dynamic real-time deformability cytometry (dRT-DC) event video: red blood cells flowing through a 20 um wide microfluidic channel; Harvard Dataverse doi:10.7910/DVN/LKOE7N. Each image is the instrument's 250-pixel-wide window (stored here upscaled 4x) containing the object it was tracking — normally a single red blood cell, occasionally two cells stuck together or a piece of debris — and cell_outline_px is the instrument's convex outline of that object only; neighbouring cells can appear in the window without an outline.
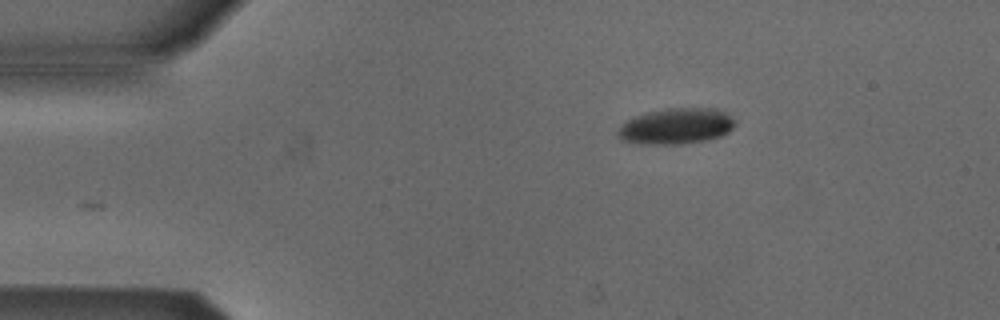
{"species": "Egyptian fruit bat (a non-hibernating species)", "species_latin": "Rousettus aegyptiacus", "temperature_condition": "cold", "stored_images_in_passage": 2, "camera_frame_rate_fps": 3000, "um_per_image_px": 0.085, "animal": {"sex": "male"}, "frame": {"image": 1, "passage_image": 2, "time_ms": 0.333, "image_size_px": [1000, 320], "cell_outline_px": [[736, 124], [728, 132], [720, 136], [704, 140], [680, 144], [652, 144], [624, 140], [616, 136], [616, 132], [620, 124], [636, 116], [648, 112], [664, 108], [716, 108], [728, 112], [736, 120]], "centroid_in_image_um": [57.51, 10.7], "position_along_channel_um": 27.5, "area_um2": 24.57}}